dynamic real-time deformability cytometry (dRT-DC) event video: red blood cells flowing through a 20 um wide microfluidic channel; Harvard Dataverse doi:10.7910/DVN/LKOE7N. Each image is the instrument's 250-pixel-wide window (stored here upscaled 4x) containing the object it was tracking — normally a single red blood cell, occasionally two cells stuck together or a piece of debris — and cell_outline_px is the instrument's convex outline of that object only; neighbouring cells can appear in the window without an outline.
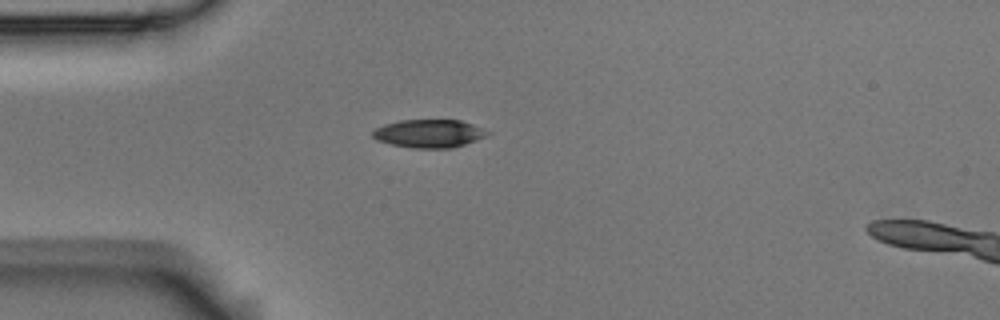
{"species": "Egyptian fruit bat (a non-hibernating species)", "species_latin": "Rousettus aegyptiacus", "temperature_condition": "room temperature", "stored_images_in_passage": 1, "camera_frame_rate_fps": 3000, "um_per_image_px": 0.085, "animal": {"sex": "male"}, "frame": {"image": 1, "passage_image": 1, "time_ms": 0.0, "image_size_px": [1000, 320], "cell_outline_px": [[492, 132], [476, 140], [464, 144], [448, 148], [412, 148], [392, 144], [376, 140], [372, 136], [372, 132], [376, 128], [384, 124], [400, 120], [460, 120], [472, 124]], "centroid_in_image_um": [36.44, 11.34], "position_along_channel_um": 48.6, "area_um2": 18.67}}